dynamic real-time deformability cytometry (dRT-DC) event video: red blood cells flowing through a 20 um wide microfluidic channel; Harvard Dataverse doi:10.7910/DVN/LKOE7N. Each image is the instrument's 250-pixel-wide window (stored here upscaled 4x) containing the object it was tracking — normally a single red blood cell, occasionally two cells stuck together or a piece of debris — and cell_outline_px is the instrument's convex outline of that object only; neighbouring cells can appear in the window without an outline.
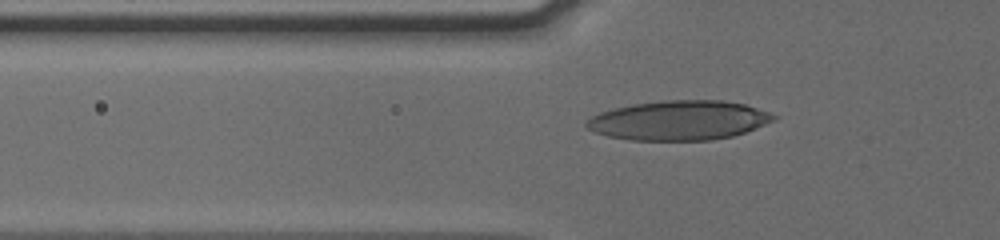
{"species": "human", "species_latin": "Homo sapiens", "temperature_condition": "cold", "stored_images_in_passage": 41, "camera_frame_rate_fps": 3000, "um_per_image_px": 0.085, "donor": {"sex": "male"}, "frame": {"image": 1, "passage_image": 7, "time_ms": 2.0, "image_size_px": [1000, 240], "cell_outline_px": [[780, 116], [776, 120], [744, 132], [732, 136], [712, 140], [628, 140], [608, 136], [596, 132], [588, 128], [584, 124], [584, 120], [600, 112], [632, 104], [664, 100], [720, 100], [744, 104]], "centroid_in_image_um": [57.71, 10.23], "position_along_channel_um": 68.1, "area_um2": 43.06}}
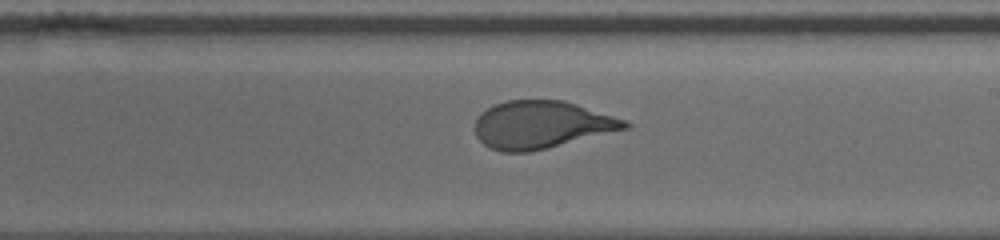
{"frame": {"image": 2, "passage_image": 21, "time_ms": 6.667, "image_size_px": [1000, 240], "cell_outline_px": [[632, 124], [628, 128], [528, 152], [500, 152], [488, 148], [476, 136], [476, 116], [480, 112], [496, 104], [508, 100], [564, 100], [624, 120]], "centroid_in_image_um": [45.96, 10.6], "position_along_channel_um": 243.0, "area_um2": 41.04}}
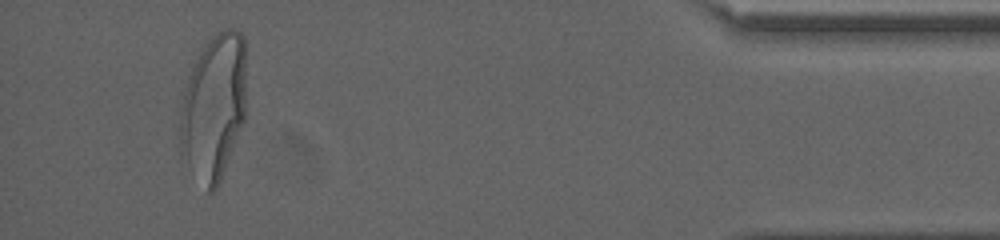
{"frame": {"image": 3, "passage_image": 39, "time_ms": 12.667, "image_size_px": [1000, 240], "cell_outline_px": [[244, 120], [220, 180], [216, 188], [212, 192], [208, 192], [180, 156], [176, 144], [180, 88], [192, 64], [204, 44], [216, 32], [224, 28], [232, 28], [240, 32], [244, 36]], "centroid_in_image_um": [18.05, 9.08], "position_along_channel_um": 417.2, "area_um2": 57.92}}